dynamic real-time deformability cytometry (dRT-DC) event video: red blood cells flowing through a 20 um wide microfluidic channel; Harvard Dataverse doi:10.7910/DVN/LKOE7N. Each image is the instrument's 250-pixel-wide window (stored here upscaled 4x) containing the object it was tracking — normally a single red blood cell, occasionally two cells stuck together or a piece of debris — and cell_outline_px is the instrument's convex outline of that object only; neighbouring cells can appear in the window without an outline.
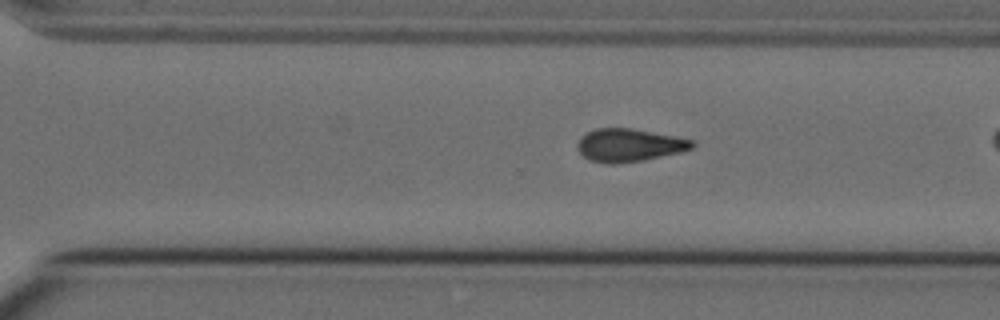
{"species": "Egyptian fruit bat (a non-hibernating species)", "species_latin": "Rousettus aegyptiacus", "temperature_condition": "cold", "stored_images_in_passage": 44, "camera_frame_rate_fps": 3000, "um_per_image_px": 0.085, "animal": {"sex": "female"}, "frame": {"image": 1, "passage_image": 38, "time_ms": 12.333, "image_size_px": [1000, 320], "cell_outline_px": [[696, 144], [692, 148], [680, 152], [644, 160], [616, 164], [604, 164], [588, 160], [576, 148], [576, 144], [580, 136], [596, 128], [632, 128], [692, 140]], "centroid_in_image_um": [53.42, 12.35], "position_along_channel_um": 317.2, "area_um2": 22.08}}